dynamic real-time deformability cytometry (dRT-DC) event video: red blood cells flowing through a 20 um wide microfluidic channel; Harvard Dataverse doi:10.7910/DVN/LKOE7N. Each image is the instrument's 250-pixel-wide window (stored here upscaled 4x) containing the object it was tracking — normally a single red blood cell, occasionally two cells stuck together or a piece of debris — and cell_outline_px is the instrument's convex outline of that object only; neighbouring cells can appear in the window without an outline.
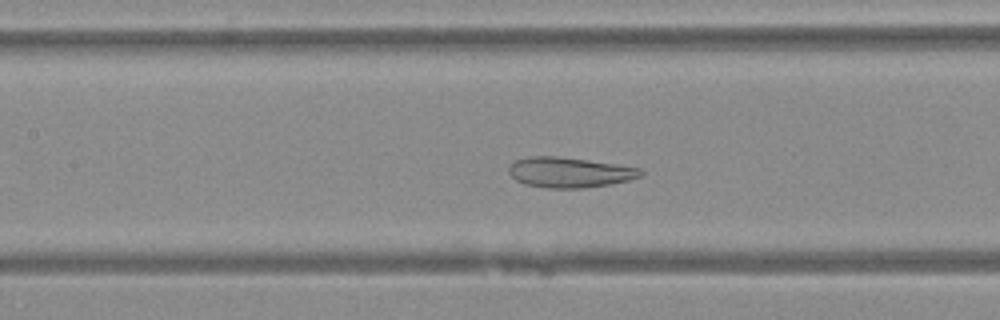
{"species": "Egyptian fruit bat (a non-hibernating species)", "species_latin": "Rousettus aegyptiacus", "temperature_condition": "warm", "stored_images_in_passage": 37, "camera_frame_rate_fps": 3000, "um_per_image_px": 0.085, "animal": {"sex": "female"}, "frame": {"image": 1, "passage_image": 16, "time_ms": 5.0, "image_size_px": [1000, 320], "cell_outline_px": [[644, 172], [640, 176], [628, 180], [612, 184], [584, 188], [548, 188], [524, 184], [516, 180], [508, 172], [508, 168], [516, 160], [528, 156], [556, 156], [588, 160], [616, 164], [640, 168]], "centroid_in_image_um": [48.4, 14.65], "position_along_channel_um": 159.0, "area_um2": 23.24}}
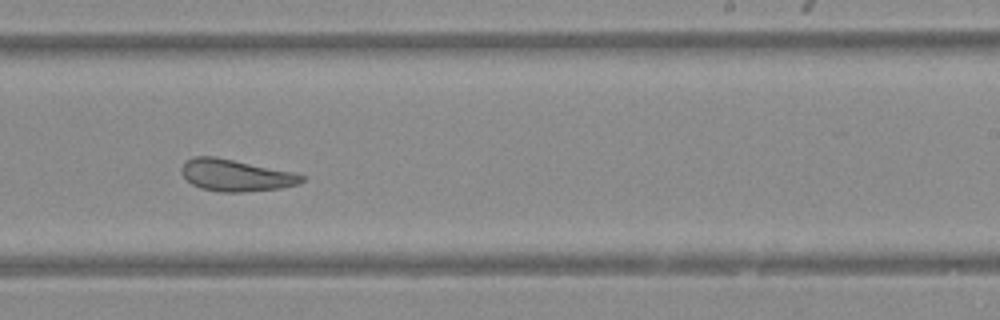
{"frame": {"image": 2, "passage_image": 24, "time_ms": 7.667, "image_size_px": [1000, 320], "cell_outline_px": [[304, 180], [296, 184], [280, 188], [244, 192], [220, 192], [200, 188], [192, 184], [180, 172], [180, 168], [188, 160], [196, 156], [216, 156], [292, 172], [304, 176]], "centroid_in_image_um": [20.0, 14.9], "position_along_channel_um": 269.0, "area_um2": 22.08}}
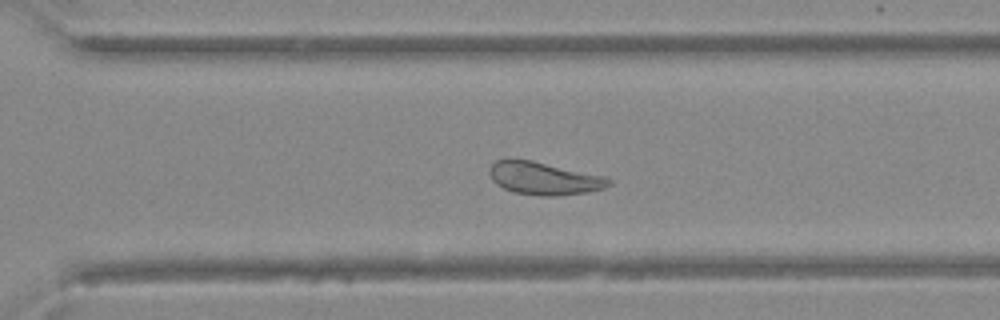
{"frame": {"image": 3, "passage_image": 28, "time_ms": 9.0, "image_size_px": [1000, 320], "cell_outline_px": [[612, 184], [604, 188], [588, 192], [560, 196], [540, 196], [512, 192], [496, 184], [492, 180], [488, 172], [488, 168], [496, 160], [508, 156], [512, 156], [532, 160], [608, 176], [612, 180]], "centroid_in_image_um": [46.22, 15.13], "position_along_channel_um": 324.4, "area_um2": 23.7}}